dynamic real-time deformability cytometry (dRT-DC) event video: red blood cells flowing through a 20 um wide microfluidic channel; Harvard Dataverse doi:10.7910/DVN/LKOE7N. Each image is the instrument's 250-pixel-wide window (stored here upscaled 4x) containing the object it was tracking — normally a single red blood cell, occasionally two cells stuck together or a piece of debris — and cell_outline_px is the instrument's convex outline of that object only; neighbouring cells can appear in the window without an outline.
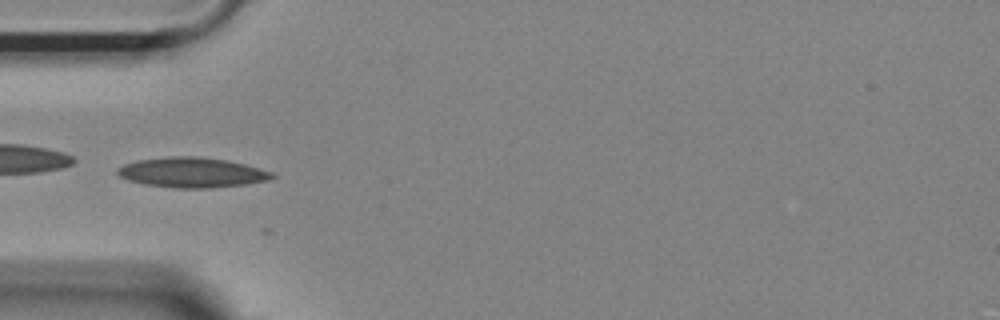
{"species": "Egyptian fruit bat (a non-hibernating species)", "species_latin": "Rousettus aegyptiacus", "temperature_condition": "room temperature", "stored_images_in_passage": 23, "camera_frame_rate_fps": 3000, "um_per_image_px": 0.085, "animal": {"sex": "female"}, "frame": {"image": 1, "passage_image": 16, "time_ms": 5.0, "image_size_px": [1000, 320], "cell_outline_px": [[276, 176], [268, 180], [244, 184], [212, 188], [176, 188], [144, 184], [128, 180], [120, 176], [116, 172], [116, 168], [124, 164], [136, 160], [168, 156], [200, 156], [228, 160], [244, 164], [272, 172]], "centroid_in_image_um": [16.28, 14.65], "position_along_channel_um": 68.7, "area_um2": 27.17}}
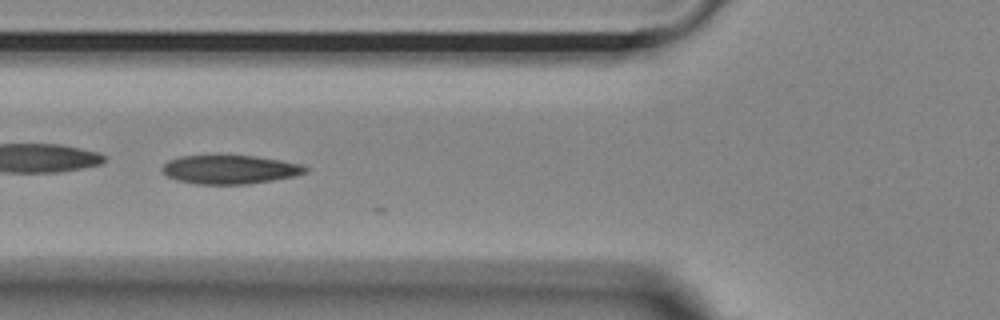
{"frame": {"image": 2, "passage_image": 19, "time_ms": 6.0, "image_size_px": [1000, 320], "cell_outline_px": [[308, 172], [296, 176], [248, 184], [196, 184], [176, 180], [168, 176], [160, 168], [168, 160], [180, 156], [256, 156], [280, 160], [300, 164], [308, 168]], "centroid_in_image_um": [19.54, 14.41], "position_along_channel_um": 106.3, "area_um2": 23.93}}